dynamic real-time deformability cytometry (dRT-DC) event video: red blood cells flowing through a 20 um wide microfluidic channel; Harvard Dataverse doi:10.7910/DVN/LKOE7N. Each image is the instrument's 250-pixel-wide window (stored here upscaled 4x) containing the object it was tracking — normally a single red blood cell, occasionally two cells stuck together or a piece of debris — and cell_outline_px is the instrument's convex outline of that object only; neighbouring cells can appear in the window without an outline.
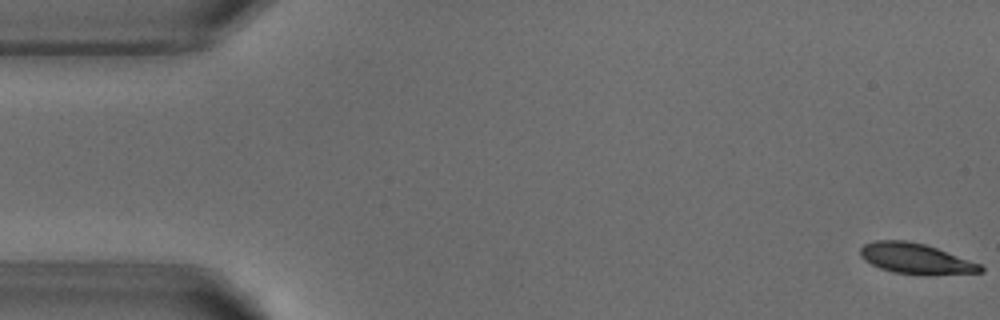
{"species": "common noctule bat (a hibernating species)", "species_latin": "Nyctalus noctula", "temperature_condition": "warm", "stored_images_in_passage": 52, "camera_frame_rate_fps": 3000, "um_per_image_px": 0.085, "animal": {"sex": "male", "body_mass_g": 18.8}, "frame": {"image": 1, "passage_image": 1, "time_ms": 0.0, "image_size_px": [1000, 320], "cell_outline_px": [[984, 272], [924, 276], [920, 276], [892, 272], [880, 268], [864, 260], [860, 256], [860, 248], [864, 244], [876, 240], [908, 240], [924, 244], [936, 248], [980, 264], [984, 268]], "centroid_in_image_um": [77.83, 22.0], "position_along_channel_um": 7.2, "area_um2": 21.62}}
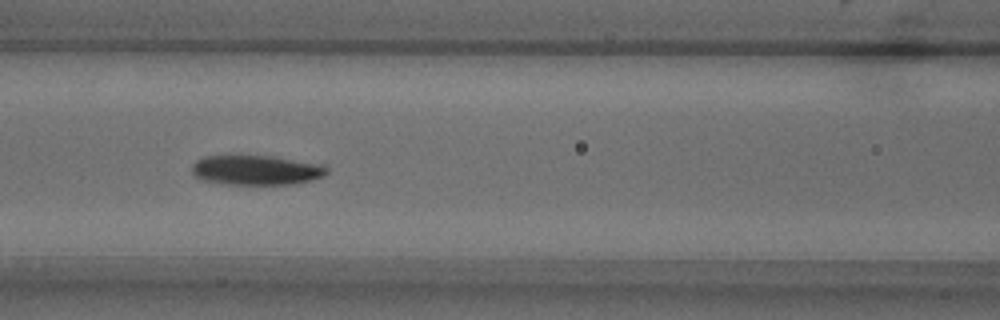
{"frame": {"image": 2, "passage_image": 22, "time_ms": 7.0, "image_size_px": [1000, 320], "cell_outline_px": [[328, 172], [324, 176], [312, 180], [296, 184], [224, 184], [200, 180], [192, 172], [192, 164], [196, 160], [204, 156], [272, 156], [324, 164], [328, 168]], "centroid_in_image_um": [21.8, 14.46], "position_along_channel_um": 144.8, "area_um2": 23.58}}
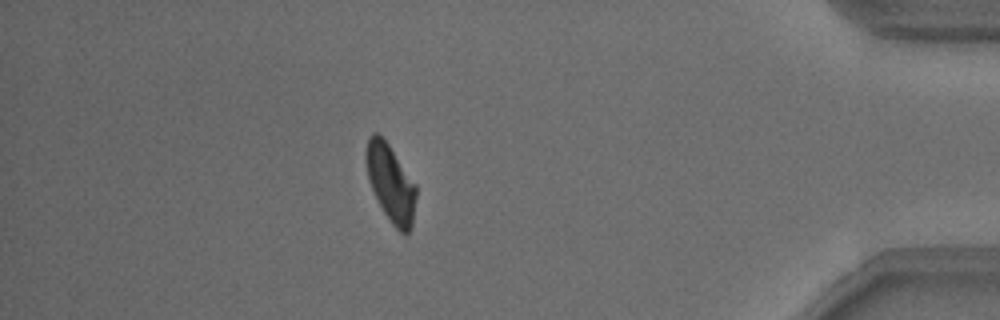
{"frame": {"image": 3, "passage_image": 46, "time_ms": 15.0, "image_size_px": [1000, 320], "cell_outline_px": [[416, 196], [412, 224], [408, 232], [404, 236], [392, 224], [384, 212], [372, 188], [368, 176], [364, 160], [364, 152], [368, 136], [372, 132], [376, 132], [388, 144], [416, 184]], "centroid_in_image_um": [33.19, 15.54], "position_along_channel_um": 402.0, "area_um2": 22.43}, "authors_computed_cell_mechanics": {"area_um2": 23.0911, "velocity_mm_per_s": 3.8021, "shape_relaxation_time_tau1_ms": 3.4971, "shape_relaxation_time_tau2_ms": null, "deformation_change_tau1": 0.1382, "deformation_change_tau2": null}}